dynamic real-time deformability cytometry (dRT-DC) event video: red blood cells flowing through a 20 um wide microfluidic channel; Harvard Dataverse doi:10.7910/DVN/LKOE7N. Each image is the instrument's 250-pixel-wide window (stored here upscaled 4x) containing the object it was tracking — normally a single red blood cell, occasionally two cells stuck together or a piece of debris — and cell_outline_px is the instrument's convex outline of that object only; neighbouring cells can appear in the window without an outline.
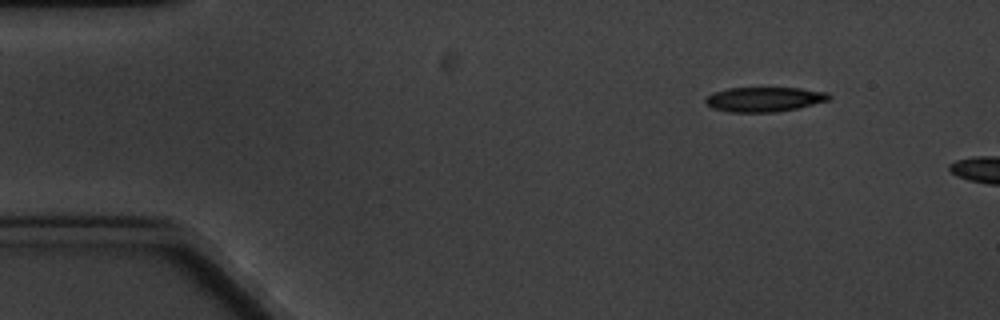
{"species": "common noctule bat (a hibernating species)", "species_latin": "Nyctalus noctula", "temperature_condition": "cold", "stored_images_in_passage": 7, "segment_of_instrument_passage": [2, 2], "camera_frame_rate_fps": 3000, "um_per_image_px": 0.085, "animal": {"sex": "male", "body_mass_g": 20.1, "forearm_length_mm": 53.5}, "frame": {"image": 1, "passage_image": 7, "time_ms": 8.0, "image_size_px": [1000, 320], "cell_outline_px": [[832, 96], [828, 100], [796, 108], [776, 112], [728, 112], [712, 108], [704, 100], [712, 92], [728, 88], [800, 88], [828, 92]], "centroid_in_image_um": [64.95, 8.44], "position_along_channel_um": 20.1, "area_um2": 17.69}}